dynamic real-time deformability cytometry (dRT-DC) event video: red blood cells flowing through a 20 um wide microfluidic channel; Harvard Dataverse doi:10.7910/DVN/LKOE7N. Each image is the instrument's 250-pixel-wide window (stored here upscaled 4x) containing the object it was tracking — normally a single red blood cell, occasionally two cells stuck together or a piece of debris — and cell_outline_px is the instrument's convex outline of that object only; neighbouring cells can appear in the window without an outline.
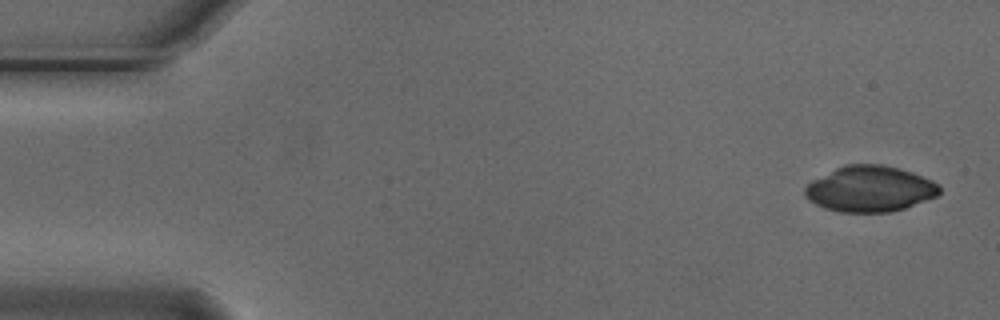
{"species": "Egyptian fruit bat (a non-hibernating species)", "species_latin": "Rousettus aegyptiacus", "temperature_condition": "cold", "stored_images_in_passage": 7, "camera_frame_rate_fps": 3000, "um_per_image_px": 0.085, "animal": {"sex": "male"}, "frame": {"image": 1, "passage_image": 1, "time_ms": 0.0, "image_size_px": [1000, 320], "cell_outline_px": [[940, 192], [936, 196], [904, 208], [888, 212], [840, 212], [824, 208], [816, 204], [804, 196], [804, 188], [812, 180], [844, 164], [884, 164], [900, 168], [912, 172], [932, 180], [940, 184]], "centroid_in_image_um": [73.93, 16.04], "position_along_channel_um": 11.1, "area_um2": 35.95}}